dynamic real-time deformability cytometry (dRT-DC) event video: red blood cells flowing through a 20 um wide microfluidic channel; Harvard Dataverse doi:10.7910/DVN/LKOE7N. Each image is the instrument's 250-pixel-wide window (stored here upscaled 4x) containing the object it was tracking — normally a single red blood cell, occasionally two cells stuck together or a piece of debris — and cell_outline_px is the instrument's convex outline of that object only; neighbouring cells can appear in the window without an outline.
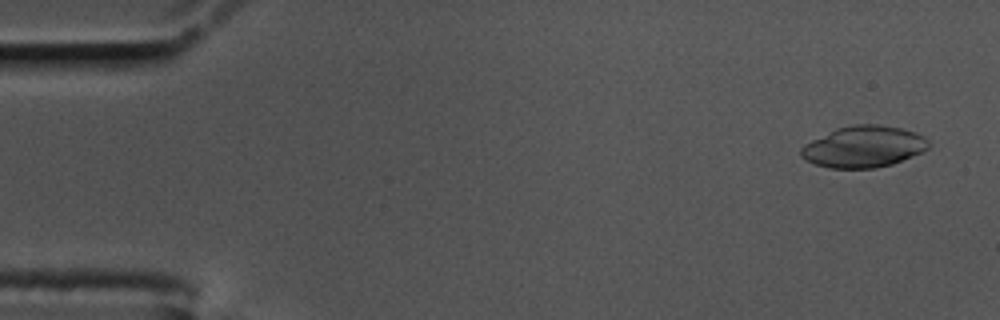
{"species": "common noctule bat (a hibernating species)", "species_latin": "Nyctalus noctula", "temperature_condition": "cold", "stored_images_in_passage": 57, "camera_frame_rate_fps": 3000, "um_per_image_px": 0.085, "animal": {"sex": "male", "body_mass_g": 17.5, "forearm_length_mm": 52.3}, "frame": {"image": 1, "passage_image": 3, "time_ms": 0.667, "image_size_px": [1000, 320], "cell_outline_px": [[928, 148], [920, 152], [892, 164], [876, 168], [828, 168], [816, 164], [800, 156], [800, 148], [804, 144], [836, 128], [856, 124], [880, 124], [900, 128], [916, 132], [924, 136], [928, 140]], "centroid_in_image_um": [73.39, 12.46], "position_along_channel_um": 11.6, "area_um2": 30.63}}
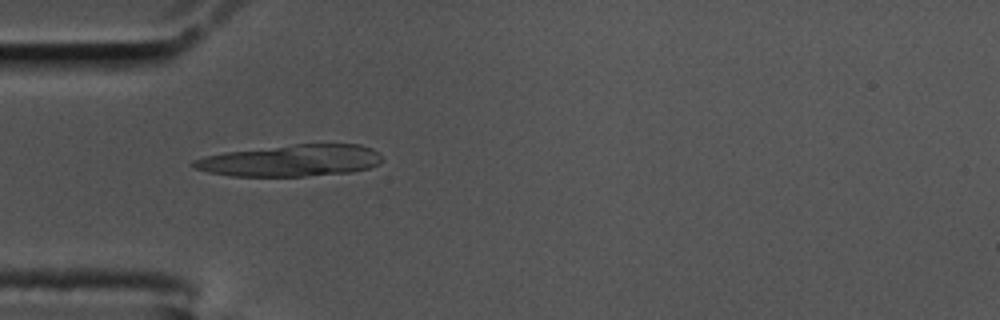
{"frame": {"image": 2, "passage_image": 17, "time_ms": 5.333, "image_size_px": [1000, 320], "cell_outline_px": [[384, 160], [380, 164], [368, 168], [352, 172], [304, 176], [232, 176], [208, 172], [196, 168], [192, 164], [192, 160], [204, 156], [224, 152], [296, 144], [360, 144], [372, 148], [380, 152]], "centroid_in_image_um": [24.78, 13.64], "position_along_channel_um": 60.2, "area_um2": 34.97}}